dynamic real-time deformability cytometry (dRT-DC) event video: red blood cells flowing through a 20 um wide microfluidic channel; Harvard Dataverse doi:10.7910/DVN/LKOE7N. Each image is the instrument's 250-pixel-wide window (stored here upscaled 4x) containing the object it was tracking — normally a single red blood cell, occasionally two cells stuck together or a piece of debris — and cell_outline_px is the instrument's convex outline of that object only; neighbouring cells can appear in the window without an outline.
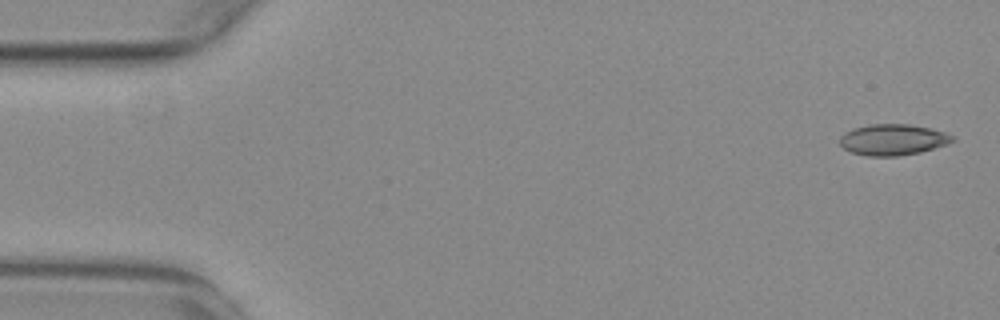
{"species": "common noctule bat (a hibernating species)", "species_latin": "Nyctalus noctula", "temperature_condition": "warm", "stored_images_in_passage": 47, "camera_frame_rate_fps": 3000, "um_per_image_px": 0.085, "animal": {"sex": "female", "body_mass_g": 29.2, "forearm_length_mm": 56.3}, "frame": {"image": 1, "passage_image": 1, "time_ms": 0.0, "image_size_px": [1000, 320], "cell_outline_px": [[956, 140], [948, 144], [920, 152], [896, 156], [868, 156], [852, 152], [844, 148], [840, 144], [840, 136], [844, 132], [852, 128], [868, 124], [908, 124], [928, 128], [944, 132], [952, 136]], "centroid_in_image_um": [75.87, 11.87], "position_along_channel_um": 9.1, "area_um2": 20.35}}
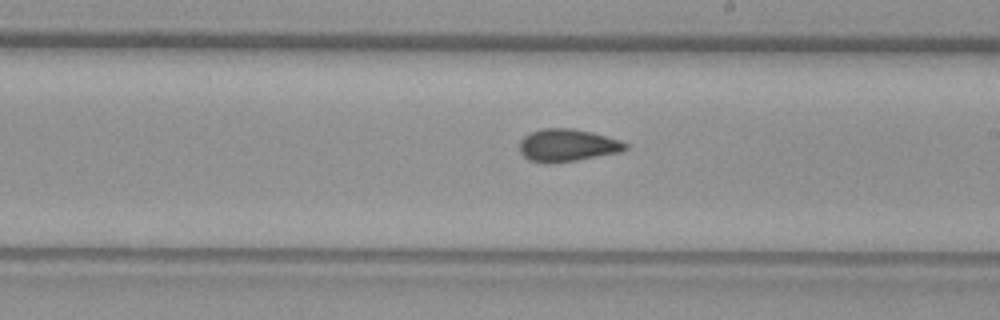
{"frame": {"image": 2, "passage_image": 30, "time_ms": 9.667, "image_size_px": [1000, 320], "cell_outline_px": [[628, 148], [620, 152], [576, 160], [552, 164], [544, 164], [528, 160], [520, 152], [520, 140], [524, 136], [540, 128], [572, 128], [592, 132], [620, 140], [628, 144]], "centroid_in_image_um": [48.2, 12.36], "position_along_channel_um": 240.8, "area_um2": 20.23}}
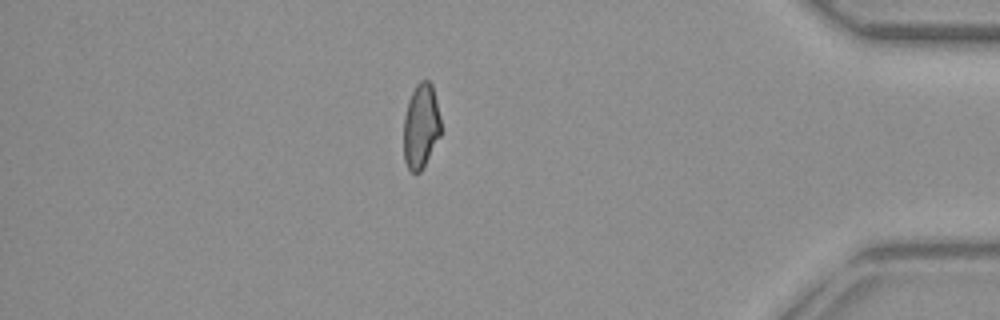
{"frame": {"image": 3, "passage_image": 46, "time_ms": 15.0, "image_size_px": [1000, 320], "cell_outline_px": [[440, 136], [420, 172], [412, 172], [408, 168], [404, 160], [404, 116], [408, 100], [416, 84], [420, 80], [428, 80], [432, 84], [440, 116]], "centroid_in_image_um": [35.77, 10.69], "position_along_channel_um": 399.4, "area_um2": 18.26}}